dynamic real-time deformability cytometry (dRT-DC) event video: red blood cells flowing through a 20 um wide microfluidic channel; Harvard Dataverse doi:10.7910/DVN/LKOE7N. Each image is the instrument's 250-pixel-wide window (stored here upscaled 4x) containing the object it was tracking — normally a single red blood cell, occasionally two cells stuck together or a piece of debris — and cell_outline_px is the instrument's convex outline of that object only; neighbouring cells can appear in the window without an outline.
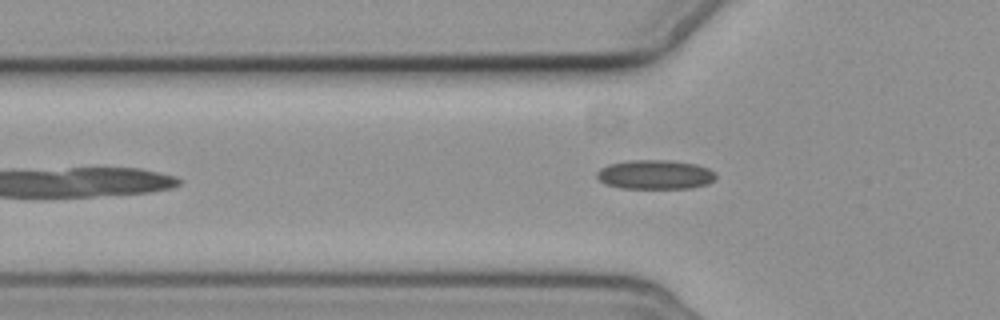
{"species": "common noctule bat (a hibernating species)", "species_latin": "Nyctalus noctula", "temperature_condition": "cold", "stored_images_in_passage": 6, "camera_frame_rate_fps": 3000, "um_per_image_px": 0.085, "animal": {"sex": "female", "body_mass_g": 19.3, "forearm_length_mm": 54.1}, "frame": {"image": 1, "passage_image": 3, "time_ms": 3.0, "image_size_px": [1000, 320], "cell_outline_px": [[716, 176], [708, 184], [692, 188], [620, 188], [604, 184], [596, 176], [596, 172], [600, 168], [608, 164], [628, 160], [672, 160], [696, 164], [708, 168], [716, 172]], "centroid_in_image_um": [55.67, 14.83], "position_along_channel_um": 70.1, "area_um2": 20.52}}
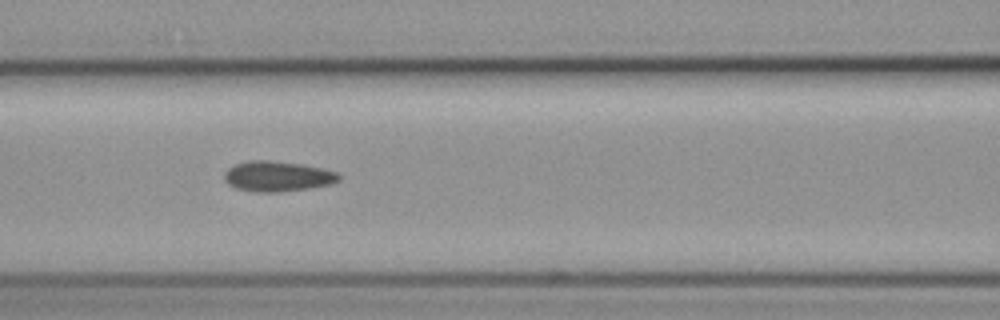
{"frame": {"image": 2, "passage_image": 5, "time_ms": 5.0, "image_size_px": [1000, 320], "cell_outline_px": [[340, 180], [332, 184], [308, 188], [276, 192], [256, 192], [236, 188], [228, 184], [224, 180], [224, 172], [228, 168], [236, 164], [248, 160], [268, 160], [300, 164], [324, 168], [336, 172], [340, 176]], "centroid_in_image_um": [23.58, 14.98], "position_along_channel_um": 143.0, "area_um2": 20.23}}
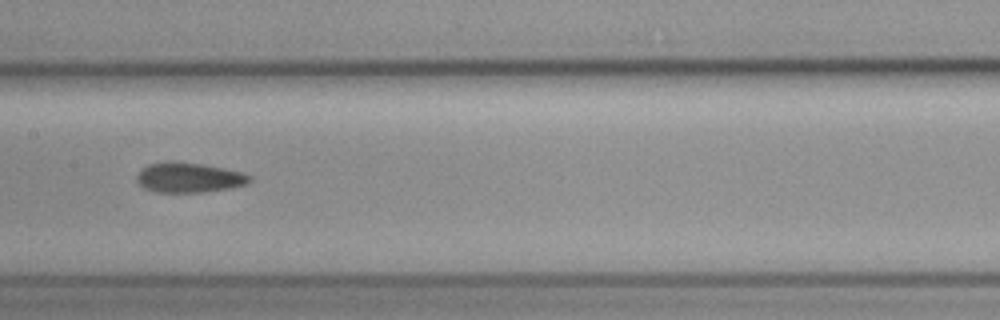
{"frame": {"image": 3, "passage_image": 6, "time_ms": 6.333, "image_size_px": [1000, 320], "cell_outline_px": [[252, 180], [248, 184], [232, 188], [204, 192], [156, 192], [144, 188], [136, 184], [136, 176], [148, 164], [172, 160], [200, 164], [240, 172], [252, 176]], "centroid_in_image_um": [16.04, 15.1], "position_along_channel_um": 191.4, "area_um2": 19.77}}